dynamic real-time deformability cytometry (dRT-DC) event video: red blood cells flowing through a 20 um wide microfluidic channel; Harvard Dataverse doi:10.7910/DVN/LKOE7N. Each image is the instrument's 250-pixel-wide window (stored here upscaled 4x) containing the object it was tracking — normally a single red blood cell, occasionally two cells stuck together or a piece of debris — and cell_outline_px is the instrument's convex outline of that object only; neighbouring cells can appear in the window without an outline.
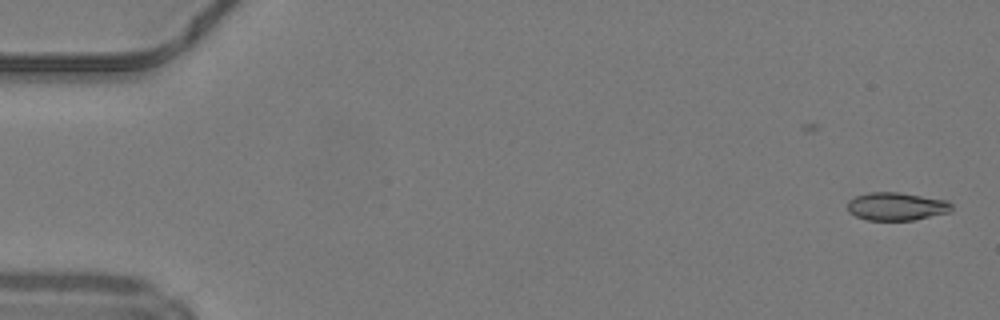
{"species": "common noctule bat (a hibernating species)", "species_latin": "Nyctalus noctula", "temperature_condition": "warm", "stored_images_in_passage": 5, "camera_frame_rate_fps": 3000, "um_per_image_px": 0.085, "animal": {"sex": "male", "body_mass_g": 19.2, "forearm_length_mm": 51.8}, "frame": {"image": 1, "passage_image": 2, "time_ms": 0.333, "image_size_px": [1000, 320], "cell_outline_px": [[952, 208], [948, 212], [912, 220], [868, 220], [856, 216], [848, 212], [848, 200], [856, 196], [868, 192], [896, 192], [948, 200], [952, 204]], "centroid_in_image_um": [76.17, 17.54], "position_along_channel_um": 8.8, "area_um2": 16.88}}